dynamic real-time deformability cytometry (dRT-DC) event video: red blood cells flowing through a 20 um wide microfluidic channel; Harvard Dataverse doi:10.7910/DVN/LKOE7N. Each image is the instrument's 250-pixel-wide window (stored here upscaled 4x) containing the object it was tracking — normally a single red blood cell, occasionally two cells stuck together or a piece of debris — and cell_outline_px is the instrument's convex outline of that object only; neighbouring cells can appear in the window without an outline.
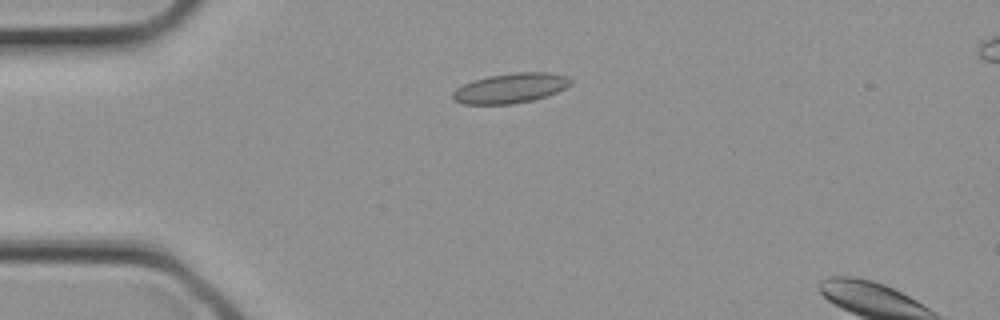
{"species": "common noctule bat (a hibernating species)", "species_latin": "Nyctalus noctula", "temperature_condition": "cold", "stored_images_in_passage": 2, "camera_frame_rate_fps": 3000, "um_per_image_px": 0.085, "animal": {"sex": "female", "body_mass_g": 21.9}, "frame": {"image": 1, "passage_image": 1, "time_ms": 0.0, "image_size_px": [1000, 320], "cell_outline_px": [[572, 84], [556, 92], [532, 100], [512, 104], [464, 104], [452, 100], [452, 92], [456, 88], [472, 80], [488, 76], [516, 72], [548, 72], [568, 76], [572, 80]], "centroid_in_image_um": [43.37, 7.48], "position_along_channel_um": 41.6, "area_um2": 20.58}}